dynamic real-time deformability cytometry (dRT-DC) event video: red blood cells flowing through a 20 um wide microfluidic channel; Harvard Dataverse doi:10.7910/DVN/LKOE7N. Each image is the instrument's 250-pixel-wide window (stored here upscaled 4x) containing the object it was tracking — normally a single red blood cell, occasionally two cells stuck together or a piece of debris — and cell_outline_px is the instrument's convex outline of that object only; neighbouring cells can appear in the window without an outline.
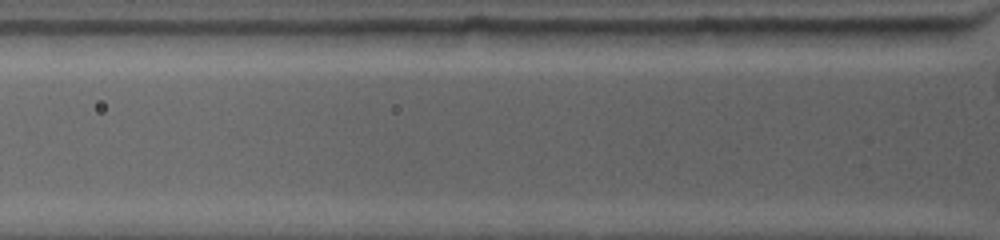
{"species": "common noctule bat (a hibernating species)", "species_latin": "Nyctalus noctula", "temperature_condition": "warm", "stored_images_in_passage": 2, "camera_frame_rate_fps": 4500, "um_per_image_px": 0.085, "animal": {"sex": "female", "body_mass_g": 19.0, "forearm_length_mm": 53.3}, "frame": {"image": 1, "passage_image": 2, "time_ms": 0.222, "image_size_px": [1000, 240], "cell_outline_px": [[956, 44], [848, 44], [824, 32], [828, 28], [952, 28], [956, 36]], "centroid_in_image_um": [75.99, 3.04], "position_along_channel_um": 49.8, "area_um2": 14.05}}